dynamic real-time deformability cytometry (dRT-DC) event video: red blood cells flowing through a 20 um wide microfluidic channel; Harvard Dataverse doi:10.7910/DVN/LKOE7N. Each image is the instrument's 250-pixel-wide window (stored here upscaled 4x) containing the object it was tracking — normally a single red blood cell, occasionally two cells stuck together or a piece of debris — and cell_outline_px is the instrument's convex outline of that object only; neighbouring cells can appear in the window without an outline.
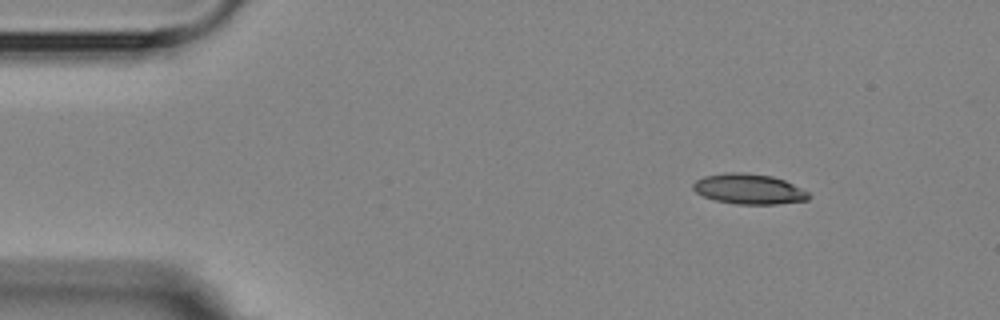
{"species": "Egyptian fruit bat (a non-hibernating species)", "species_latin": "Rousettus aegyptiacus", "temperature_condition": "room temperature", "stored_images_in_passage": 10, "camera_frame_rate_fps": 3000, "um_per_image_px": 0.085, "animal": {"sex": "female"}, "frame": {"image": 1, "passage_image": 1, "time_ms": 0.0, "image_size_px": [1000, 320], "cell_outline_px": [[812, 196], [808, 200], [776, 204], [736, 204], [716, 200], [704, 196], [696, 192], [692, 188], [692, 184], [696, 180], [704, 176], [724, 172], [744, 172], [772, 176], [784, 180], [808, 192]], "centroid_in_image_um": [63.65, 16.06], "position_along_channel_um": 21.4, "area_um2": 20.4}}
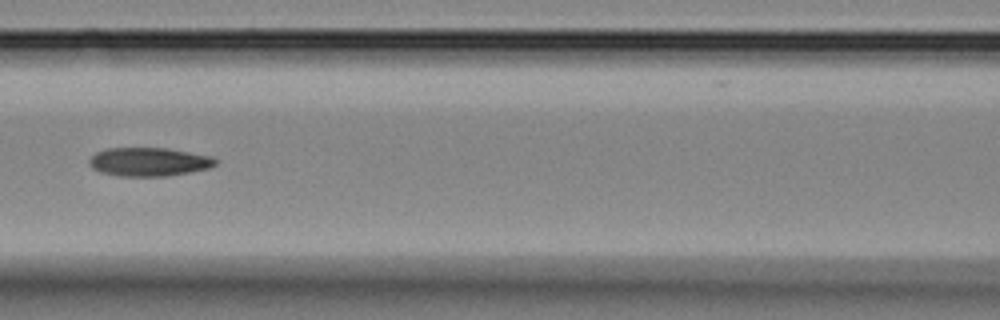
{"frame": {"image": 2, "passage_image": 6, "time_ms": 5.667, "image_size_px": [1000, 320], "cell_outline_px": [[216, 164], [208, 168], [168, 176], [120, 176], [100, 172], [92, 168], [88, 164], [88, 160], [96, 152], [108, 148], [168, 148], [212, 156], [216, 160]], "centroid_in_image_um": [12.63, 13.75], "position_along_channel_um": 154.0, "area_um2": 21.04}}
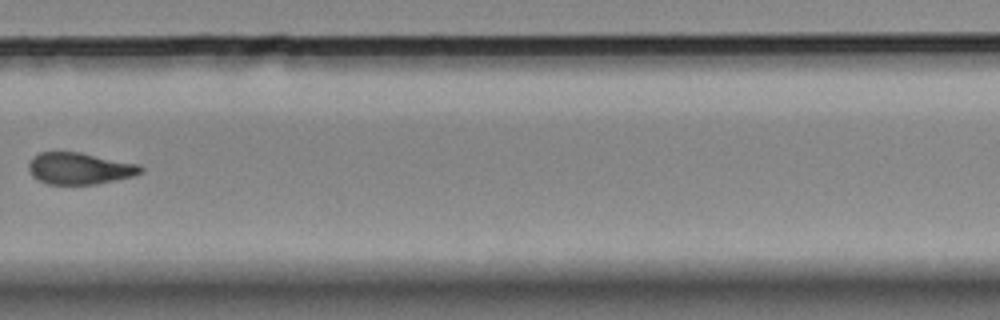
{"frame": {"image": 3, "passage_image": 10, "time_ms": 10.333, "image_size_px": [1000, 320], "cell_outline_px": [[144, 172], [136, 176], [96, 184], [48, 184], [32, 176], [28, 168], [28, 164], [32, 156], [40, 152], [80, 152], [140, 164], [144, 168]], "centroid_in_image_um": [6.81, 14.31], "position_along_channel_um": 323.0, "area_um2": 20.92}}